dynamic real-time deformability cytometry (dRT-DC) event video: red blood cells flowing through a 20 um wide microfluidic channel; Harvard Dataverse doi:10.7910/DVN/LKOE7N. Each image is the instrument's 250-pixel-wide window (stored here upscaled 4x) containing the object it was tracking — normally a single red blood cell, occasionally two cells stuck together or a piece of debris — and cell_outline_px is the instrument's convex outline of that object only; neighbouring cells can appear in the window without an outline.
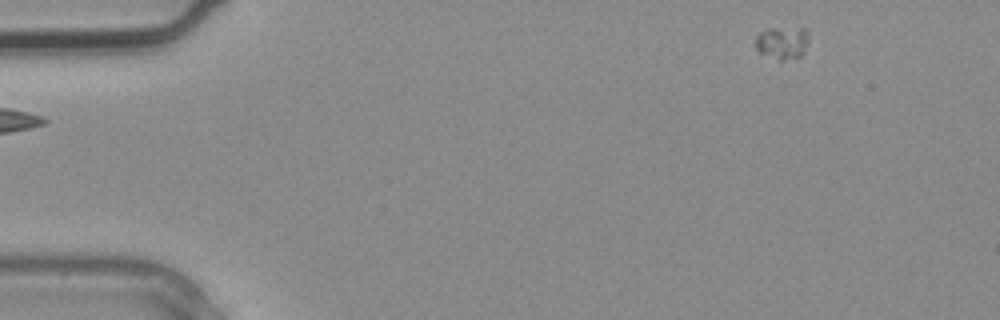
{"species": "common noctule bat (a hibernating species)", "species_latin": "Nyctalus noctula", "temperature_condition": "warm", "stored_images_in_passage": 2, "camera_frame_rate_fps": 3000, "um_per_image_px": 0.085, "animal": {"sex": "male", "body_mass_g": 20.4}, "frame": {"image": 1, "passage_image": 2, "time_ms": 0.333, "image_size_px": [1000, 320], "cell_outline_px": [[808, 40], [804, 52], [800, 56], [784, 60], [780, 60], [756, 52], [756, 36], [760, 32], [768, 28], [804, 28], [808, 36]], "centroid_in_image_um": [66.47, 3.63], "position_along_channel_um": 18.5, "area_um2": 10.12}}